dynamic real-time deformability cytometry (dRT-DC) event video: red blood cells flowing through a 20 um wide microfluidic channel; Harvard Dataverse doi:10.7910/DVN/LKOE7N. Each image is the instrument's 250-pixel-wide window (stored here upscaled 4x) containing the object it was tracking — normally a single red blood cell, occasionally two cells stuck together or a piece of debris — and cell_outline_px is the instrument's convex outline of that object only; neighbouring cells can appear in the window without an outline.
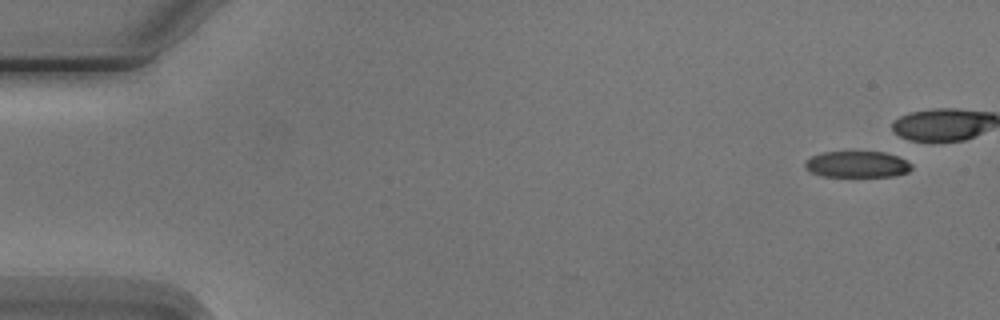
{"species": "Egyptian fruit bat (a non-hibernating species)", "species_latin": "Rousettus aegyptiacus", "temperature_condition": "cold", "stored_images_in_passage": 5, "camera_frame_rate_fps": 3000, "um_per_image_px": 0.085, "animal": {"sex": "male"}, "frame": {"image": 1, "passage_image": 1, "time_ms": 0.0, "image_size_px": [1000, 320], "cell_outline_px": [[912, 168], [908, 172], [892, 176], [820, 176], [804, 168], [804, 160], [812, 156], [824, 152], [884, 152], [896, 156], [912, 164]], "centroid_in_image_um": [72.82, 13.97], "position_along_channel_um": 12.2, "area_um2": 16.24}}
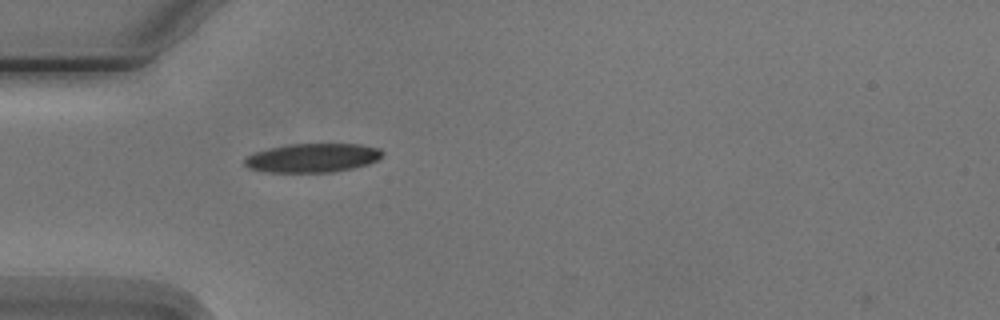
{"frame": {"image": 2, "passage_image": 5, "time_ms": 5.667, "image_size_px": [1000, 320], "cell_outline_px": [[384, 152], [376, 160], [368, 164], [352, 168], [332, 172], [268, 172], [248, 168], [244, 164], [244, 160], [248, 156], [256, 152], [272, 148], [292, 144], [360, 144], [380, 148]], "centroid_in_image_um": [26.59, 13.42], "position_along_channel_um": 58.4, "area_um2": 22.95}}